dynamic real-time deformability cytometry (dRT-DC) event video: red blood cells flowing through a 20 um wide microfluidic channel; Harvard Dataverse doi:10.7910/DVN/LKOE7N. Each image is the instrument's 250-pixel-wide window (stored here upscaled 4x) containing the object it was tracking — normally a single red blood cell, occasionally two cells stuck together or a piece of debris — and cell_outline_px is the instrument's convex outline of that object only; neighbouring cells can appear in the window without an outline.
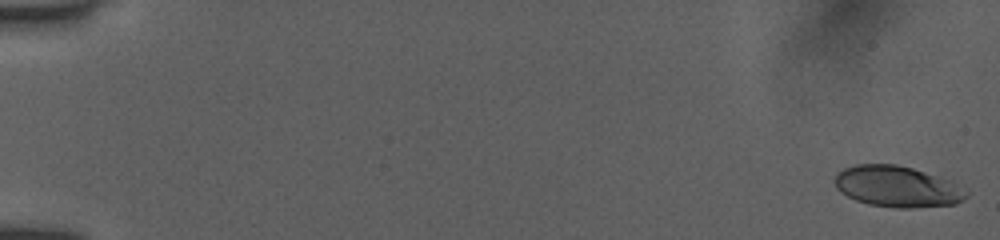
{"species": "human", "species_latin": "Homo sapiens", "temperature_condition": "room temperature", "stored_images_in_passage": 34, "camera_frame_rate_fps": 3000, "um_per_image_px": 0.085, "donor": {"sex": "female"}, "frame": {"image": 1, "passage_image": 1, "time_ms": 0.0, "image_size_px": [1000, 240], "cell_outline_px": [[968, 196], [964, 200], [956, 204], [912, 208], [896, 208], [868, 204], [856, 200], [840, 192], [836, 188], [832, 180], [836, 172], [844, 168], [856, 164], [896, 164], [912, 168], [940, 176], [948, 180], [968, 192]], "centroid_in_image_um": [76.22, 15.86], "position_along_channel_um": 8.8, "area_um2": 31.73}}
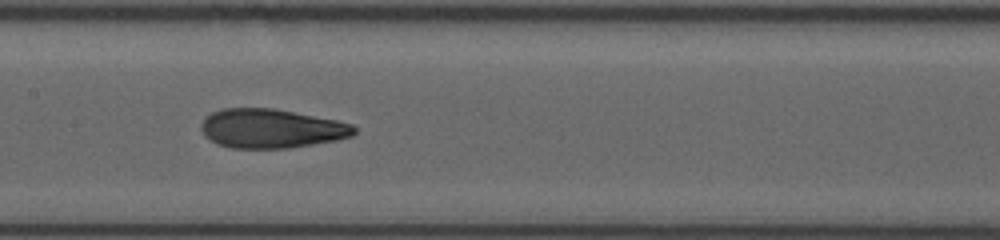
{"frame": {"image": 2, "passage_image": 19, "time_ms": 9.0, "image_size_px": [1000, 240], "cell_outline_px": [[356, 132], [352, 136], [336, 140], [288, 148], [232, 148], [216, 144], [204, 136], [200, 128], [200, 124], [212, 112], [224, 108], [272, 108], [336, 120], [352, 124], [356, 128]], "centroid_in_image_um": [23.03, 10.93], "position_along_channel_um": 184.4, "area_um2": 34.8}}
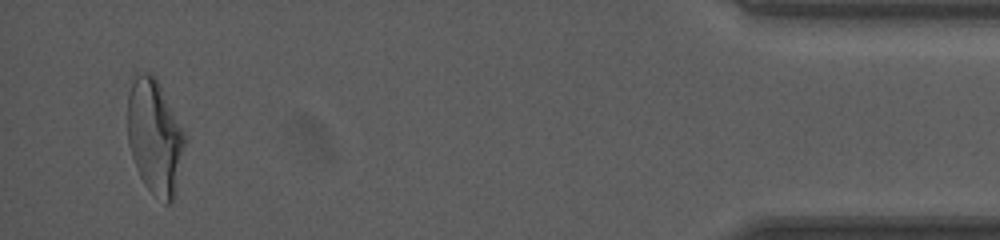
{"frame": {"image": 3, "passage_image": 34, "time_ms": 16.667, "image_size_px": [1000, 240], "cell_outline_px": [[188, 140], [176, 196], [168, 204], [164, 204], [144, 184], [136, 168], [128, 144], [128, 96], [132, 84], [136, 76], [156, 76]], "centroid_in_image_um": [13.21, 11.74], "position_along_channel_um": 422.0, "area_um2": 38.38}, "authors_computed_cell_mechanics": {"area_um2": 34.7667, "velocity_mm_per_s": 3.9825, "shape_relaxation_time_tau1_ms": 10.3985, "shape_relaxation_time_tau2_ms": 1.453, "deformation_change_tau1": 0.3057, "deformation_change_tau2": 0.087}}